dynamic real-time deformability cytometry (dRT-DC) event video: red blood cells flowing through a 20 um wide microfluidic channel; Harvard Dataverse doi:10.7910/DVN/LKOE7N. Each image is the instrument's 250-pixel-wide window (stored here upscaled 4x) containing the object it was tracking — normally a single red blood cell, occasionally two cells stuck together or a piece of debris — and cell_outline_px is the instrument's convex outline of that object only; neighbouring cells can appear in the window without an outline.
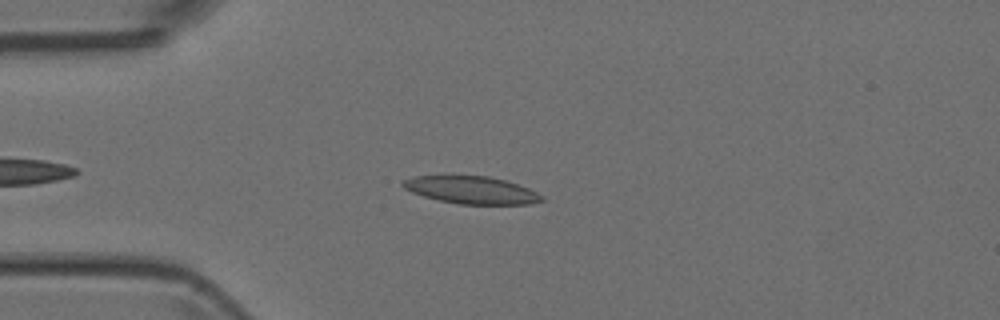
{"species": "Egyptian fruit bat (a non-hibernating species)", "species_latin": "Rousettus aegyptiacus", "temperature_condition": "room temperature", "stored_images_in_passage": 42, "camera_frame_rate_fps": 3000, "um_per_image_px": 0.085, "animal": {"sex": "female"}, "frame": {"image": 1, "passage_image": 7, "time_ms": 2.0, "image_size_px": [1000, 320], "cell_outline_px": [[544, 200], [528, 204], [460, 204], [440, 200], [424, 196], [412, 192], [404, 188], [400, 184], [404, 180], [416, 176], [488, 176], [504, 180], [528, 188], [544, 196]], "centroid_in_image_um": [40.08, 16.15], "position_along_channel_um": 44.9, "area_um2": 21.91}}
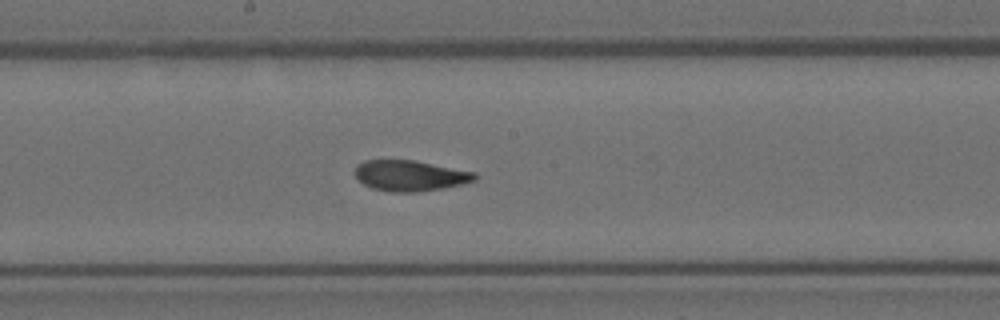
{"frame": {"image": 2, "passage_image": 21, "time_ms": 6.667, "image_size_px": [1000, 320], "cell_outline_px": [[476, 180], [444, 188], [416, 192], [392, 192], [372, 188], [364, 184], [356, 176], [356, 164], [364, 160], [416, 160], [476, 172]], "centroid_in_image_um": [34.87, 14.92], "position_along_channel_um": 213.3, "area_um2": 21.44}}
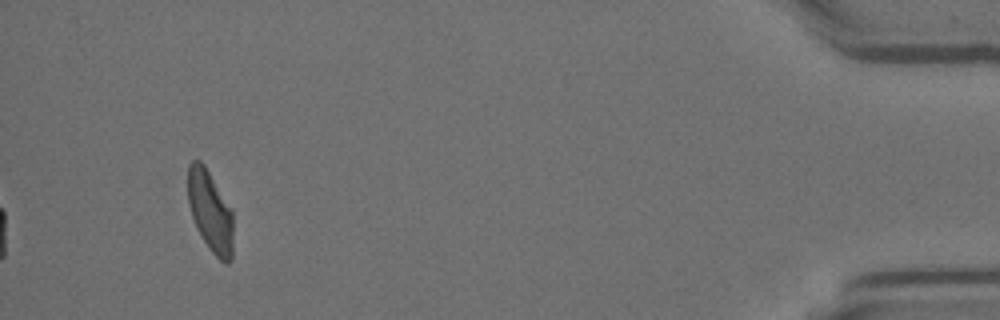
{"frame": {"image": 3, "passage_image": 42, "time_ms": 13.667, "image_size_px": [1000, 320], "cell_outline_px": [[232, 260], [228, 264], [224, 264], [208, 248], [192, 216], [188, 200], [188, 164], [192, 160], [200, 160], [204, 164], [232, 208]], "centroid_in_image_um": [17.89, 17.95], "position_along_channel_um": 417.3, "area_um2": 21.39}}